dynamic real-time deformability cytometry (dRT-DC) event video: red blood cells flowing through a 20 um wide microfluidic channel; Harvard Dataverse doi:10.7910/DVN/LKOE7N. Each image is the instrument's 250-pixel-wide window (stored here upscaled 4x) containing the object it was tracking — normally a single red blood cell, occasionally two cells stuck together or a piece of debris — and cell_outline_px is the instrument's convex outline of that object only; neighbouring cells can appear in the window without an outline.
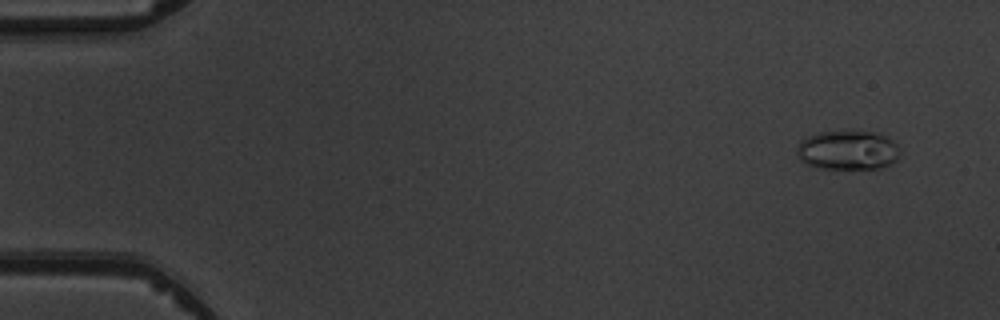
{"species": "common noctule bat (a hibernating species)", "species_latin": "Nyctalus noctula", "temperature_condition": "warm", "stored_images_in_passage": 5, "camera_frame_rate_fps": 3000, "um_per_image_px": 0.085, "animal": {"sex": "male", "body_mass_g": 19.5, "forearm_length_mm": 54.6}, "frame": {"image": 1, "passage_image": 1, "time_ms": 0.0, "image_size_px": [1000, 320], "cell_outline_px": [[900, 152], [896, 160], [880, 168], [816, 168], [804, 164], [800, 160], [796, 152], [796, 148], [800, 140], [808, 136], [820, 132], [848, 128], [880, 132], [888, 136], [900, 148]], "centroid_in_image_um": [72.05, 12.71], "position_along_channel_um": 13.0, "area_um2": 24.57}}